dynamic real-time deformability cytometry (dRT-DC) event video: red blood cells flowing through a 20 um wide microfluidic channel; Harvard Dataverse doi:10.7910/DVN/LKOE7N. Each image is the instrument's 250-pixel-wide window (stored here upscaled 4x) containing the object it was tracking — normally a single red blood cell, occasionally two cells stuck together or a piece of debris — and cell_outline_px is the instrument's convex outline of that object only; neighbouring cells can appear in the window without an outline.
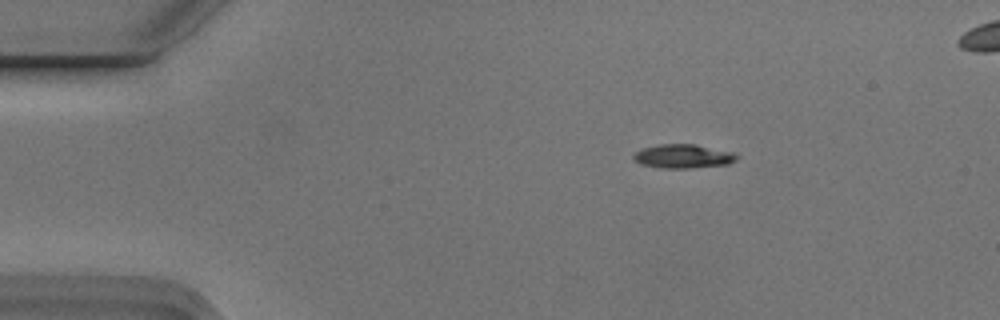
{"species": "Egyptian fruit bat (a non-hibernating species)", "species_latin": "Rousettus aegyptiacus", "temperature_condition": "cold", "stored_images_in_passage": 4, "segment_of_instrument_passage": [1, 2], "camera_frame_rate_fps": 3000, "um_per_image_px": 0.085, "animal": {"sex": "male"}, "frame": {"image": 1, "passage_image": 1, "time_ms": 0.0, "image_size_px": [1000, 320], "cell_outline_px": [[740, 156], [736, 160], [728, 164], [692, 168], [660, 168], [640, 164], [632, 156], [640, 148], [660, 144], [696, 144], [736, 152]], "centroid_in_image_um": [58.11, 13.27], "position_along_channel_um": 26.9, "area_um2": 14.62}}